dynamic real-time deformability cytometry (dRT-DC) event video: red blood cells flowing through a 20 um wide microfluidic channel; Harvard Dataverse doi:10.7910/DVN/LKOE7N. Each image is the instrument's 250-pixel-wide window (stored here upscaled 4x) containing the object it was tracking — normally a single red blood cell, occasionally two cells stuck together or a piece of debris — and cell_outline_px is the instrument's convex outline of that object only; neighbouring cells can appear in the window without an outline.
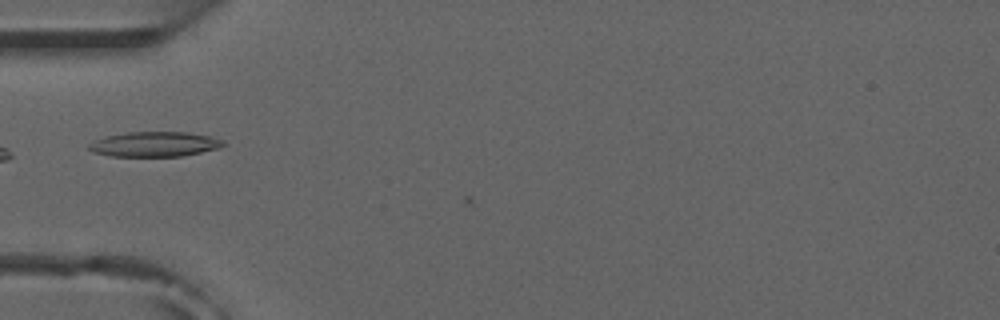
{"species": "common noctule bat (a hibernating species)", "species_latin": "Nyctalus noctula", "temperature_condition": "room temperature", "stored_images_in_passage": 11, "camera_frame_rate_fps": 3000, "um_per_image_px": 0.085, "animal": {"sex": "male", "forearm_length_mm": 52.5}, "frame": {"image": 1, "passage_image": 10, "time_ms": 3.0, "image_size_px": [1000, 320], "cell_outline_px": [[224, 144], [220, 148], [180, 156], [112, 156], [92, 152], [88, 148], [88, 144], [96, 140], [108, 136], [128, 132], [188, 132], [208, 136], [224, 140]], "centroid_in_image_um": [13.14, 12.26], "position_along_channel_um": 71.9, "area_um2": 19.31}}